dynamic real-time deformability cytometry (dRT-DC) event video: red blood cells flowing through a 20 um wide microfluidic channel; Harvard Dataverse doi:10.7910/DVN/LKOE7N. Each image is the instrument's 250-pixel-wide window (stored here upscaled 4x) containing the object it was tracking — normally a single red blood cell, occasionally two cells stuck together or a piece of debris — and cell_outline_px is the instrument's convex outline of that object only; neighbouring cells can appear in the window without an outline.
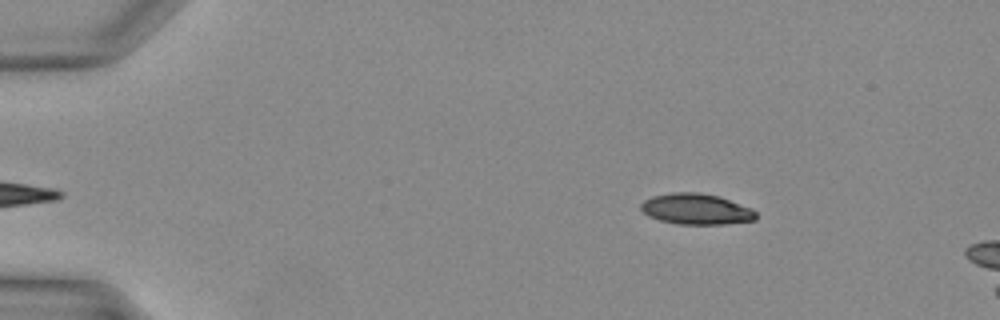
{"species": "Egyptian fruit bat (a non-hibernating species)", "species_latin": "Rousettus aegyptiacus", "temperature_condition": "warm", "stored_images_in_passage": 35, "segment_of_instrument_passage": [1, 2], "camera_frame_rate_fps": 3000, "um_per_image_px": 0.085, "animal": {"sex": "female"}, "frame": {"image": 1, "passage_image": 1, "time_ms": 0.0, "image_size_px": [1000, 320], "cell_outline_px": [[756, 220], [724, 224], [676, 224], [660, 220], [648, 216], [640, 208], [640, 204], [644, 200], [652, 196], [672, 192], [696, 192], [720, 196], [752, 208], [756, 212]], "centroid_in_image_um": [59.18, 17.77], "position_along_channel_um": 25.8, "area_um2": 20.81}}
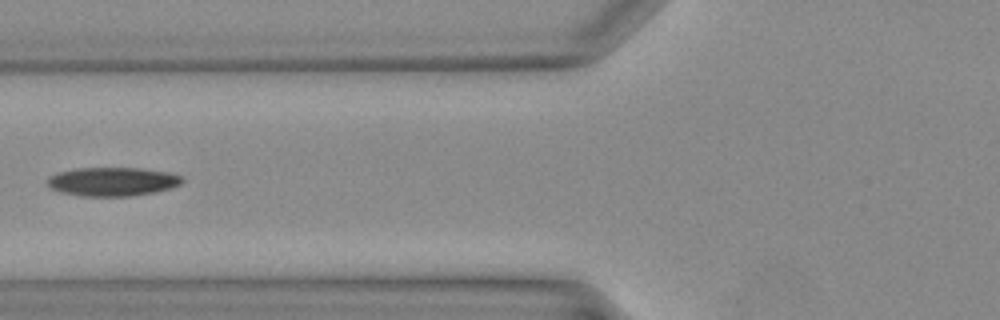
{"frame": {"image": 2, "passage_image": 11, "time_ms": 3.333, "image_size_px": [1000, 320], "cell_outline_px": [[184, 180], [180, 184], [172, 188], [156, 192], [128, 196], [80, 196], [60, 192], [48, 188], [44, 184], [44, 180], [48, 176], [56, 172], [76, 168], [140, 168], [168, 172], [180, 176]], "centroid_in_image_um": [9.47, 15.44], "position_along_channel_um": 116.3, "area_um2": 23.0}}
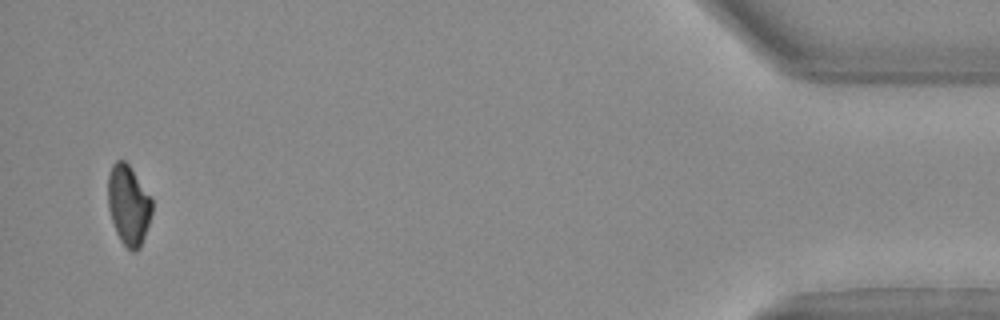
{"frame": {"image": 3, "passage_image": 33, "time_ms": 10.667, "image_size_px": [1000, 320], "cell_outline_px": [[152, 212], [140, 248], [132, 252], [120, 240], [116, 232], [112, 220], [108, 204], [108, 176], [112, 164], [116, 160], [124, 160], [128, 164], [152, 196]], "centroid_in_image_um": [10.93, 17.4], "position_along_channel_um": 424.3, "area_um2": 20.46}}